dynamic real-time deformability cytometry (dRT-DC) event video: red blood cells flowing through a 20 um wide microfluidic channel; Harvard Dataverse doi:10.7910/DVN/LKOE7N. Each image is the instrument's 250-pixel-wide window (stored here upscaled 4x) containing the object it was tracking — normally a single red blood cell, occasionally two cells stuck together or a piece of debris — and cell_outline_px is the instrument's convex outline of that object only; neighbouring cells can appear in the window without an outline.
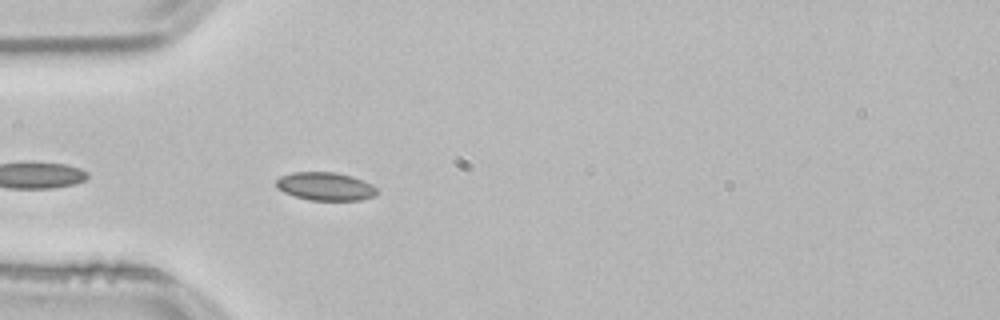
{"species": "common noctule bat (a hibernating species)", "species_latin": "Nyctalus noctula", "temperature_condition": "room temperature", "stored_images_in_passage": 7, "camera_frame_rate_fps": 3000, "um_per_image_px": 0.085, "animal": {"sex": "male", "body_mass_g": 21.5, "forearm_length_mm": 52.0}, "frame": {"image": 1, "passage_image": 3, "time_ms": 0.667, "image_size_px": [1000, 320], "cell_outline_px": [[380, 192], [376, 196], [360, 200], [308, 200], [284, 192], [276, 188], [276, 180], [280, 176], [292, 172], [336, 172], [352, 176], [364, 180], [372, 184]], "centroid_in_image_um": [27.69, 15.84], "position_along_channel_um": 57.3, "area_um2": 16.76}}